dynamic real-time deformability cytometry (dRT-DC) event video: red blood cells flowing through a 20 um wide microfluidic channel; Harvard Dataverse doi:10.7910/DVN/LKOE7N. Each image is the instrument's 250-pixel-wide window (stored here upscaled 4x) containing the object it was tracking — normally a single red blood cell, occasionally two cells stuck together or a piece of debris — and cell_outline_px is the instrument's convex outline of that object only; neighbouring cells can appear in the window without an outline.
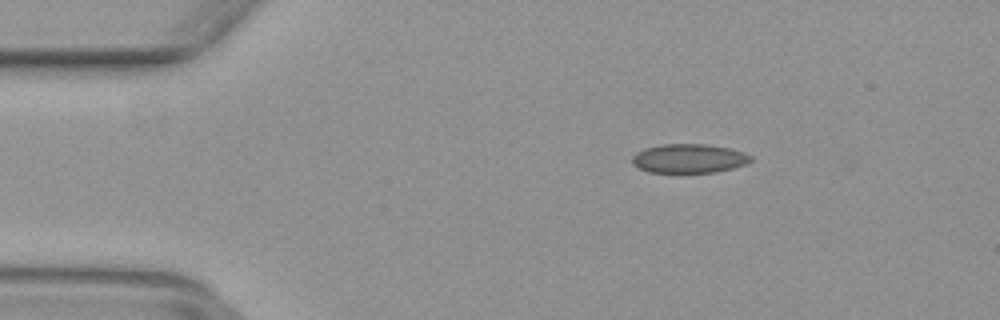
{"species": "common noctule bat (a hibernating species)", "species_latin": "Nyctalus noctula", "temperature_condition": "warm", "stored_images_in_passage": 42, "camera_frame_rate_fps": 3000, "um_per_image_px": 0.085, "animal": {"sex": "female", "body_mass_g": 29.2, "forearm_length_mm": 56.3}, "frame": {"image": 1, "passage_image": 1, "time_ms": 0.0, "image_size_px": [1000, 320], "cell_outline_px": [[752, 160], [744, 164], [732, 168], [716, 172], [648, 172], [632, 164], [632, 156], [636, 152], [644, 148], [664, 144], [704, 144], [728, 148], [744, 152], [752, 156]], "centroid_in_image_um": [58.54, 13.46], "position_along_channel_um": 26.5, "area_um2": 19.94}}
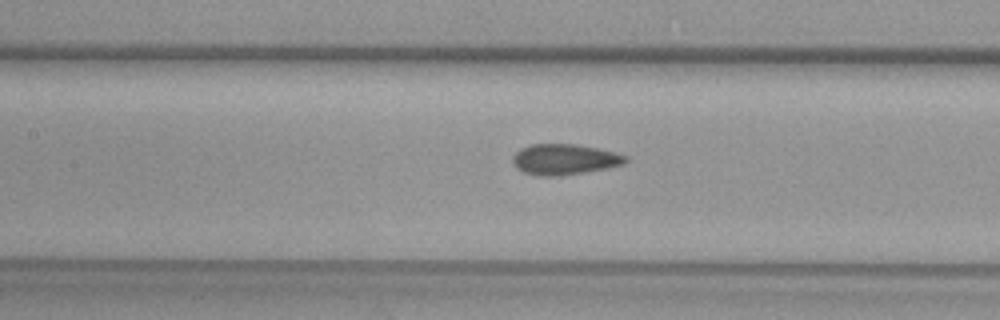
{"frame": {"image": 2, "passage_image": 15, "time_ms": 4.667, "image_size_px": [1000, 320], "cell_outline_px": [[628, 160], [624, 164], [608, 168], [560, 176], [536, 176], [524, 172], [516, 168], [512, 160], [512, 156], [520, 148], [532, 144], [576, 144], [596, 148], [628, 156]], "centroid_in_image_um": [47.96, 13.55], "position_along_channel_um": 159.4, "area_um2": 20.23}}
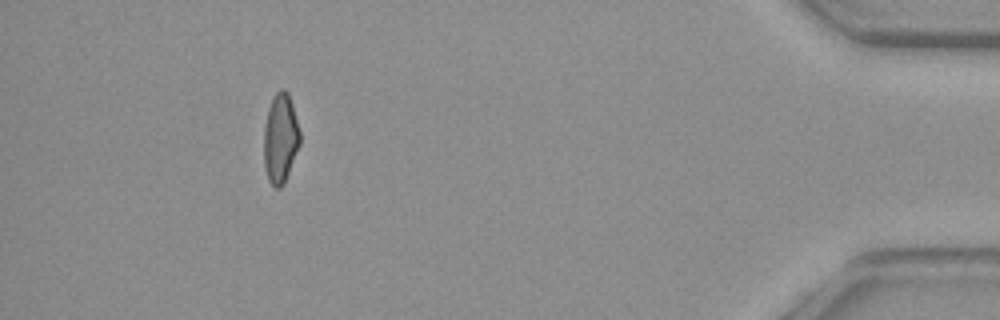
{"frame": {"image": 3, "passage_image": 38, "time_ms": 12.333, "image_size_px": [1000, 320], "cell_outline_px": [[300, 144], [284, 184], [280, 188], [276, 188], [268, 180], [264, 168], [264, 128], [268, 108], [272, 96], [280, 88], [284, 88], [288, 92], [292, 104], [300, 132]], "centroid_in_image_um": [23.83, 11.75], "position_along_channel_um": 411.4, "area_um2": 18.96}}